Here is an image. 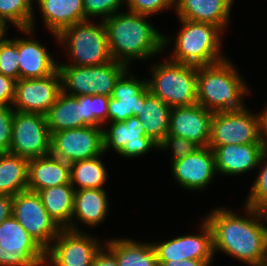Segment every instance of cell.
Wrapping results in <instances>:
<instances>
[{"instance_id":"1","label":"cell","mask_w":267,"mask_h":266,"mask_svg":"<svg viewBox=\"0 0 267 266\" xmlns=\"http://www.w3.org/2000/svg\"><path fill=\"white\" fill-rule=\"evenodd\" d=\"M245 213L241 217L222 207L204 219L212 229L214 254L219 250L249 266H259L267 256V225L255 208L245 205Z\"/></svg>"},{"instance_id":"2","label":"cell","mask_w":267,"mask_h":266,"mask_svg":"<svg viewBox=\"0 0 267 266\" xmlns=\"http://www.w3.org/2000/svg\"><path fill=\"white\" fill-rule=\"evenodd\" d=\"M148 17L131 11H119L103 20L114 61L129 67L132 60L150 59L171 44V38L147 22Z\"/></svg>"},{"instance_id":"3","label":"cell","mask_w":267,"mask_h":266,"mask_svg":"<svg viewBox=\"0 0 267 266\" xmlns=\"http://www.w3.org/2000/svg\"><path fill=\"white\" fill-rule=\"evenodd\" d=\"M249 91L227 58L197 67V103L213 113L244 109L242 98Z\"/></svg>"},{"instance_id":"4","label":"cell","mask_w":267,"mask_h":266,"mask_svg":"<svg viewBox=\"0 0 267 266\" xmlns=\"http://www.w3.org/2000/svg\"><path fill=\"white\" fill-rule=\"evenodd\" d=\"M180 22L182 27L176 35L174 50L169 60L198 67L226 59L220 53L223 31L219 27L186 19H180Z\"/></svg>"},{"instance_id":"5","label":"cell","mask_w":267,"mask_h":266,"mask_svg":"<svg viewBox=\"0 0 267 266\" xmlns=\"http://www.w3.org/2000/svg\"><path fill=\"white\" fill-rule=\"evenodd\" d=\"M149 91L171 108L197 104V66L171 60L152 65Z\"/></svg>"},{"instance_id":"6","label":"cell","mask_w":267,"mask_h":266,"mask_svg":"<svg viewBox=\"0 0 267 266\" xmlns=\"http://www.w3.org/2000/svg\"><path fill=\"white\" fill-rule=\"evenodd\" d=\"M99 24L90 19L77 22L55 35L58 43L67 48L74 66H96L113 61L102 20Z\"/></svg>"},{"instance_id":"7","label":"cell","mask_w":267,"mask_h":266,"mask_svg":"<svg viewBox=\"0 0 267 266\" xmlns=\"http://www.w3.org/2000/svg\"><path fill=\"white\" fill-rule=\"evenodd\" d=\"M129 68L114 60L96 66L58 64L62 91L72 96L99 94L111 97L116 82Z\"/></svg>"},{"instance_id":"8","label":"cell","mask_w":267,"mask_h":266,"mask_svg":"<svg viewBox=\"0 0 267 266\" xmlns=\"http://www.w3.org/2000/svg\"><path fill=\"white\" fill-rule=\"evenodd\" d=\"M46 250L13 217L0 223V266H45Z\"/></svg>"},{"instance_id":"9","label":"cell","mask_w":267,"mask_h":266,"mask_svg":"<svg viewBox=\"0 0 267 266\" xmlns=\"http://www.w3.org/2000/svg\"><path fill=\"white\" fill-rule=\"evenodd\" d=\"M9 153L28 160L51 154V133L45 115L14 110Z\"/></svg>"},{"instance_id":"10","label":"cell","mask_w":267,"mask_h":266,"mask_svg":"<svg viewBox=\"0 0 267 266\" xmlns=\"http://www.w3.org/2000/svg\"><path fill=\"white\" fill-rule=\"evenodd\" d=\"M12 216L45 250L62 230L44 208L37 192L26 190L14 195Z\"/></svg>"},{"instance_id":"11","label":"cell","mask_w":267,"mask_h":266,"mask_svg":"<svg viewBox=\"0 0 267 266\" xmlns=\"http://www.w3.org/2000/svg\"><path fill=\"white\" fill-rule=\"evenodd\" d=\"M101 245L83 231L62 229L46 250L45 266H91Z\"/></svg>"},{"instance_id":"12","label":"cell","mask_w":267,"mask_h":266,"mask_svg":"<svg viewBox=\"0 0 267 266\" xmlns=\"http://www.w3.org/2000/svg\"><path fill=\"white\" fill-rule=\"evenodd\" d=\"M250 143H261L255 113L252 114L246 107L213 113L208 146Z\"/></svg>"},{"instance_id":"13","label":"cell","mask_w":267,"mask_h":266,"mask_svg":"<svg viewBox=\"0 0 267 266\" xmlns=\"http://www.w3.org/2000/svg\"><path fill=\"white\" fill-rule=\"evenodd\" d=\"M104 154L103 128L85 126L51 134V155L67 163Z\"/></svg>"},{"instance_id":"14","label":"cell","mask_w":267,"mask_h":266,"mask_svg":"<svg viewBox=\"0 0 267 266\" xmlns=\"http://www.w3.org/2000/svg\"><path fill=\"white\" fill-rule=\"evenodd\" d=\"M62 92V82L57 70L42 78L18 79L12 108L18 112L46 115Z\"/></svg>"},{"instance_id":"15","label":"cell","mask_w":267,"mask_h":266,"mask_svg":"<svg viewBox=\"0 0 267 266\" xmlns=\"http://www.w3.org/2000/svg\"><path fill=\"white\" fill-rule=\"evenodd\" d=\"M200 226V234L178 236L168 241L152 243L157 261H213L212 229L205 219Z\"/></svg>"},{"instance_id":"16","label":"cell","mask_w":267,"mask_h":266,"mask_svg":"<svg viewBox=\"0 0 267 266\" xmlns=\"http://www.w3.org/2000/svg\"><path fill=\"white\" fill-rule=\"evenodd\" d=\"M110 128L103 127L104 153L113 148L125 158H136L145 155L158 144L147 137L137 116L126 121L110 122Z\"/></svg>"},{"instance_id":"17","label":"cell","mask_w":267,"mask_h":266,"mask_svg":"<svg viewBox=\"0 0 267 266\" xmlns=\"http://www.w3.org/2000/svg\"><path fill=\"white\" fill-rule=\"evenodd\" d=\"M172 176L180 187L188 190H204L215 176V156L208 147H199L194 153L171 163Z\"/></svg>"},{"instance_id":"18","label":"cell","mask_w":267,"mask_h":266,"mask_svg":"<svg viewBox=\"0 0 267 266\" xmlns=\"http://www.w3.org/2000/svg\"><path fill=\"white\" fill-rule=\"evenodd\" d=\"M149 90L147 80L137 79L127 69L114 86L108 105V122L126 121L139 112Z\"/></svg>"},{"instance_id":"19","label":"cell","mask_w":267,"mask_h":266,"mask_svg":"<svg viewBox=\"0 0 267 266\" xmlns=\"http://www.w3.org/2000/svg\"><path fill=\"white\" fill-rule=\"evenodd\" d=\"M213 112L200 104L173 107L170 112L168 134L183 137L199 147H208Z\"/></svg>"},{"instance_id":"20","label":"cell","mask_w":267,"mask_h":266,"mask_svg":"<svg viewBox=\"0 0 267 266\" xmlns=\"http://www.w3.org/2000/svg\"><path fill=\"white\" fill-rule=\"evenodd\" d=\"M209 147L215 156L216 172L229 176L250 172L258 167L263 154L266 152L261 143Z\"/></svg>"},{"instance_id":"21","label":"cell","mask_w":267,"mask_h":266,"mask_svg":"<svg viewBox=\"0 0 267 266\" xmlns=\"http://www.w3.org/2000/svg\"><path fill=\"white\" fill-rule=\"evenodd\" d=\"M234 0H177L176 14L179 19L210 23L222 31L229 24Z\"/></svg>"},{"instance_id":"22","label":"cell","mask_w":267,"mask_h":266,"mask_svg":"<svg viewBox=\"0 0 267 266\" xmlns=\"http://www.w3.org/2000/svg\"><path fill=\"white\" fill-rule=\"evenodd\" d=\"M62 184H70V163L51 154L29 160L27 190L38 193Z\"/></svg>"},{"instance_id":"23","label":"cell","mask_w":267,"mask_h":266,"mask_svg":"<svg viewBox=\"0 0 267 266\" xmlns=\"http://www.w3.org/2000/svg\"><path fill=\"white\" fill-rule=\"evenodd\" d=\"M46 47L32 38H19V79L42 78L58 70Z\"/></svg>"},{"instance_id":"24","label":"cell","mask_w":267,"mask_h":266,"mask_svg":"<svg viewBox=\"0 0 267 266\" xmlns=\"http://www.w3.org/2000/svg\"><path fill=\"white\" fill-rule=\"evenodd\" d=\"M74 193L75 189L71 184L44 188L38 192L44 208L61 229L80 232L78 226L72 222Z\"/></svg>"},{"instance_id":"25","label":"cell","mask_w":267,"mask_h":266,"mask_svg":"<svg viewBox=\"0 0 267 266\" xmlns=\"http://www.w3.org/2000/svg\"><path fill=\"white\" fill-rule=\"evenodd\" d=\"M37 3L45 26L54 36L85 20L82 0H39Z\"/></svg>"},{"instance_id":"26","label":"cell","mask_w":267,"mask_h":266,"mask_svg":"<svg viewBox=\"0 0 267 266\" xmlns=\"http://www.w3.org/2000/svg\"><path fill=\"white\" fill-rule=\"evenodd\" d=\"M104 248L115 258L118 266H159L151 243L131 239H111Z\"/></svg>"},{"instance_id":"27","label":"cell","mask_w":267,"mask_h":266,"mask_svg":"<svg viewBox=\"0 0 267 266\" xmlns=\"http://www.w3.org/2000/svg\"><path fill=\"white\" fill-rule=\"evenodd\" d=\"M171 107L149 90L146 99L140 104L136 115L141 122L145 134L157 144L168 134Z\"/></svg>"},{"instance_id":"28","label":"cell","mask_w":267,"mask_h":266,"mask_svg":"<svg viewBox=\"0 0 267 266\" xmlns=\"http://www.w3.org/2000/svg\"><path fill=\"white\" fill-rule=\"evenodd\" d=\"M108 199L104 189H82L74 193V218L87 226H98L108 215Z\"/></svg>"},{"instance_id":"29","label":"cell","mask_w":267,"mask_h":266,"mask_svg":"<svg viewBox=\"0 0 267 266\" xmlns=\"http://www.w3.org/2000/svg\"><path fill=\"white\" fill-rule=\"evenodd\" d=\"M50 133L84 127V110L76 96L63 91L45 115Z\"/></svg>"},{"instance_id":"30","label":"cell","mask_w":267,"mask_h":266,"mask_svg":"<svg viewBox=\"0 0 267 266\" xmlns=\"http://www.w3.org/2000/svg\"><path fill=\"white\" fill-rule=\"evenodd\" d=\"M29 160L9 152L0 153V195L14 196L27 190Z\"/></svg>"},{"instance_id":"31","label":"cell","mask_w":267,"mask_h":266,"mask_svg":"<svg viewBox=\"0 0 267 266\" xmlns=\"http://www.w3.org/2000/svg\"><path fill=\"white\" fill-rule=\"evenodd\" d=\"M100 157L101 155L70 164V184L75 190L104 189L108 173Z\"/></svg>"},{"instance_id":"32","label":"cell","mask_w":267,"mask_h":266,"mask_svg":"<svg viewBox=\"0 0 267 266\" xmlns=\"http://www.w3.org/2000/svg\"><path fill=\"white\" fill-rule=\"evenodd\" d=\"M33 0H0V19L29 37L34 30Z\"/></svg>"},{"instance_id":"33","label":"cell","mask_w":267,"mask_h":266,"mask_svg":"<svg viewBox=\"0 0 267 266\" xmlns=\"http://www.w3.org/2000/svg\"><path fill=\"white\" fill-rule=\"evenodd\" d=\"M77 100L83 104L84 127H104L107 122L109 96L106 95H83L76 96ZM103 125V126H102Z\"/></svg>"},{"instance_id":"34","label":"cell","mask_w":267,"mask_h":266,"mask_svg":"<svg viewBox=\"0 0 267 266\" xmlns=\"http://www.w3.org/2000/svg\"><path fill=\"white\" fill-rule=\"evenodd\" d=\"M0 74L19 79V37L0 42Z\"/></svg>"},{"instance_id":"35","label":"cell","mask_w":267,"mask_h":266,"mask_svg":"<svg viewBox=\"0 0 267 266\" xmlns=\"http://www.w3.org/2000/svg\"><path fill=\"white\" fill-rule=\"evenodd\" d=\"M258 167H261V170L251 187L245 205L261 212L267 206V151L263 154Z\"/></svg>"},{"instance_id":"36","label":"cell","mask_w":267,"mask_h":266,"mask_svg":"<svg viewBox=\"0 0 267 266\" xmlns=\"http://www.w3.org/2000/svg\"><path fill=\"white\" fill-rule=\"evenodd\" d=\"M172 149L171 162L174 163L181 158L194 153L199 146L191 140L179 136L167 134L157 146V149Z\"/></svg>"},{"instance_id":"37","label":"cell","mask_w":267,"mask_h":266,"mask_svg":"<svg viewBox=\"0 0 267 266\" xmlns=\"http://www.w3.org/2000/svg\"><path fill=\"white\" fill-rule=\"evenodd\" d=\"M124 1L126 0H82L85 20L101 16L103 21L119 12Z\"/></svg>"},{"instance_id":"38","label":"cell","mask_w":267,"mask_h":266,"mask_svg":"<svg viewBox=\"0 0 267 266\" xmlns=\"http://www.w3.org/2000/svg\"><path fill=\"white\" fill-rule=\"evenodd\" d=\"M128 11L152 16L163 10L176 8L177 0H126Z\"/></svg>"},{"instance_id":"39","label":"cell","mask_w":267,"mask_h":266,"mask_svg":"<svg viewBox=\"0 0 267 266\" xmlns=\"http://www.w3.org/2000/svg\"><path fill=\"white\" fill-rule=\"evenodd\" d=\"M13 116L12 106L0 107V153L9 152Z\"/></svg>"},{"instance_id":"40","label":"cell","mask_w":267,"mask_h":266,"mask_svg":"<svg viewBox=\"0 0 267 266\" xmlns=\"http://www.w3.org/2000/svg\"><path fill=\"white\" fill-rule=\"evenodd\" d=\"M17 80L0 74V107L12 106Z\"/></svg>"},{"instance_id":"41","label":"cell","mask_w":267,"mask_h":266,"mask_svg":"<svg viewBox=\"0 0 267 266\" xmlns=\"http://www.w3.org/2000/svg\"><path fill=\"white\" fill-rule=\"evenodd\" d=\"M258 118V128H259V139L264 147V149L267 151V107L262 110V113L260 112L257 114Z\"/></svg>"},{"instance_id":"42","label":"cell","mask_w":267,"mask_h":266,"mask_svg":"<svg viewBox=\"0 0 267 266\" xmlns=\"http://www.w3.org/2000/svg\"><path fill=\"white\" fill-rule=\"evenodd\" d=\"M91 266H118L115 258L103 247L95 256Z\"/></svg>"},{"instance_id":"43","label":"cell","mask_w":267,"mask_h":266,"mask_svg":"<svg viewBox=\"0 0 267 266\" xmlns=\"http://www.w3.org/2000/svg\"><path fill=\"white\" fill-rule=\"evenodd\" d=\"M13 197L0 195V223L12 216Z\"/></svg>"},{"instance_id":"44","label":"cell","mask_w":267,"mask_h":266,"mask_svg":"<svg viewBox=\"0 0 267 266\" xmlns=\"http://www.w3.org/2000/svg\"><path fill=\"white\" fill-rule=\"evenodd\" d=\"M213 261L183 260V261H158L159 266H211Z\"/></svg>"},{"instance_id":"45","label":"cell","mask_w":267,"mask_h":266,"mask_svg":"<svg viewBox=\"0 0 267 266\" xmlns=\"http://www.w3.org/2000/svg\"><path fill=\"white\" fill-rule=\"evenodd\" d=\"M6 24L0 19V42L3 41L5 39V35H6Z\"/></svg>"},{"instance_id":"46","label":"cell","mask_w":267,"mask_h":266,"mask_svg":"<svg viewBox=\"0 0 267 266\" xmlns=\"http://www.w3.org/2000/svg\"><path fill=\"white\" fill-rule=\"evenodd\" d=\"M263 218L265 220V223H267V206L261 211Z\"/></svg>"},{"instance_id":"47","label":"cell","mask_w":267,"mask_h":266,"mask_svg":"<svg viewBox=\"0 0 267 266\" xmlns=\"http://www.w3.org/2000/svg\"><path fill=\"white\" fill-rule=\"evenodd\" d=\"M259 266H267V256H266V258L260 263Z\"/></svg>"}]
</instances>
